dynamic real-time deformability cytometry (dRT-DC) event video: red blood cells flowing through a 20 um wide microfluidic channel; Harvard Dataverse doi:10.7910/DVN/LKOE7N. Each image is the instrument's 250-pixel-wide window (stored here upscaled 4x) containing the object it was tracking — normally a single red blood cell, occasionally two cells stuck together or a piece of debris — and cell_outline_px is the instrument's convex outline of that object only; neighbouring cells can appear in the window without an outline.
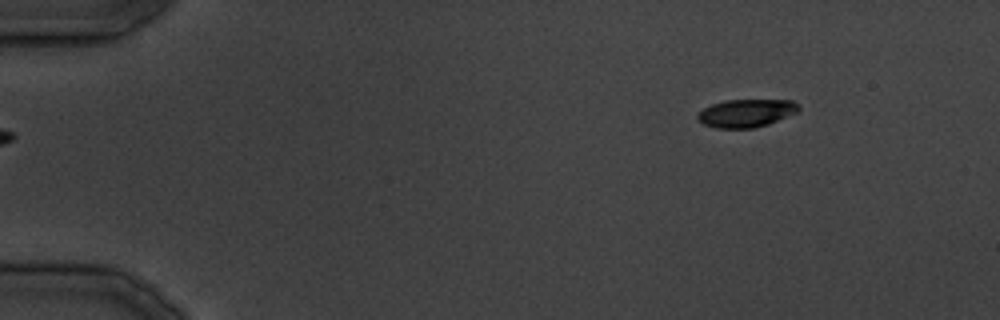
{"species": "common noctule bat (a hibernating species)", "species_latin": "Nyctalus noctula", "temperature_condition": "cold", "stored_images_in_passage": 19, "camera_frame_rate_fps": 3000, "um_per_image_px": 0.085, "animal": {"sex": "male", "body_mass_g": 19.5, "forearm_length_mm": 54.6}, "frame": {"image": 1, "passage_image": 1, "time_ms": 0.0, "image_size_px": [1000, 320], "cell_outline_px": [[800, 108], [796, 112], [768, 124], [752, 128], [716, 128], [704, 124], [696, 120], [696, 116], [704, 108], [712, 104], [724, 100], [792, 100]], "centroid_in_image_um": [63.38, 9.61], "position_along_channel_um": 21.6, "area_um2": 16.3}}
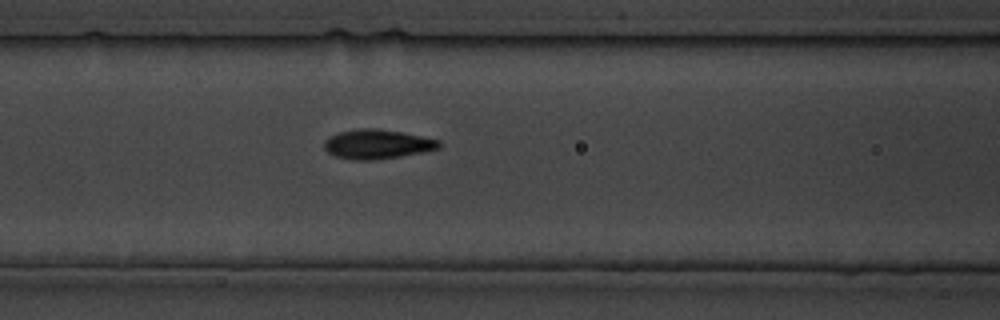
{"frame": {"image": 2, "passage_image": 12, "time_ms": 13.667, "image_size_px": [1000, 320], "cell_outline_px": [[440, 148], [424, 152], [376, 160], [352, 160], [332, 156], [324, 148], [324, 140], [328, 136], [340, 132], [360, 128], [372, 128], [400, 132], [440, 140]], "centroid_in_image_um": [32.02, 12.27], "position_along_channel_um": 134.6, "area_um2": 19.71}}
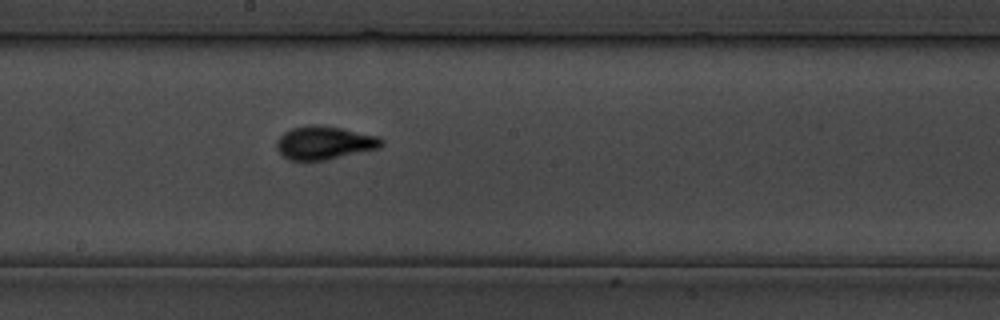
{"frame": {"image": 3, "passage_image": 17, "time_ms": 19.333, "image_size_px": [1000, 320], "cell_outline_px": [[384, 144], [380, 148], [324, 160], [288, 160], [276, 148], [276, 140], [284, 132], [292, 128], [308, 124], [316, 124], [340, 128], [380, 136], [384, 140]], "centroid_in_image_um": [27.58, 12.13], "position_along_channel_um": 220.6, "area_um2": 20.4}}